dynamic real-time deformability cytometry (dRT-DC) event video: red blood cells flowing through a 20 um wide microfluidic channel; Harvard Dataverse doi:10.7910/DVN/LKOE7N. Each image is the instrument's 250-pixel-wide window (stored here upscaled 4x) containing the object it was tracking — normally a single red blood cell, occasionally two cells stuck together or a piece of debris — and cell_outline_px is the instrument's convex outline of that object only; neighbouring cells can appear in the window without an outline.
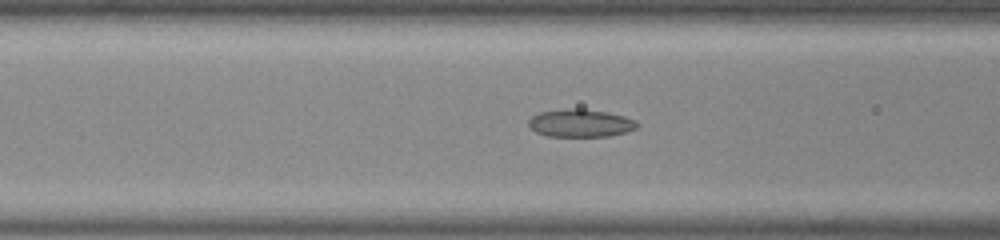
{"species": "common noctule bat (a hibernating species)", "species_latin": "Nyctalus noctula", "temperature_condition": "room temperature", "stored_images_in_passage": 37, "camera_frame_rate_fps": 3000, "um_per_image_px": 0.085, "animal": {"sex": "male", "body_mass_g": 20.0, "forearm_length_mm": 53.3}, "frame": {"image": 1, "passage_image": 6, "time_ms": 1.667, "image_size_px": [1000, 240], "cell_outline_px": [[640, 124], [636, 128], [624, 132], [608, 136], [548, 136], [536, 132], [528, 124], [528, 120], [532, 116], [540, 112], [568, 108], [580, 108], [608, 112], [624, 116], [636, 120]], "centroid_in_image_um": [49.35, 10.45], "position_along_channel_um": 117.3, "area_um2": 17.57}}
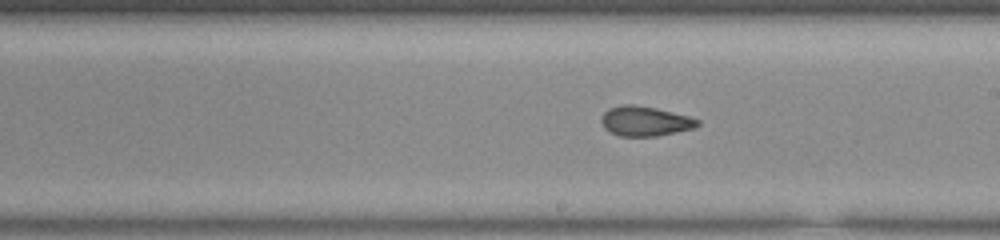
{"frame": {"image": 2, "passage_image": 15, "time_ms": 4.667, "image_size_px": [1000, 240], "cell_outline_px": [[700, 124], [692, 128], [676, 132], [656, 136], [620, 136], [604, 128], [600, 120], [604, 112], [608, 108], [620, 104], [632, 104], [656, 108], [688, 116], [700, 120]], "centroid_in_image_um": [54.8, 10.28], "position_along_channel_um": 234.2, "area_um2": 16.65}}
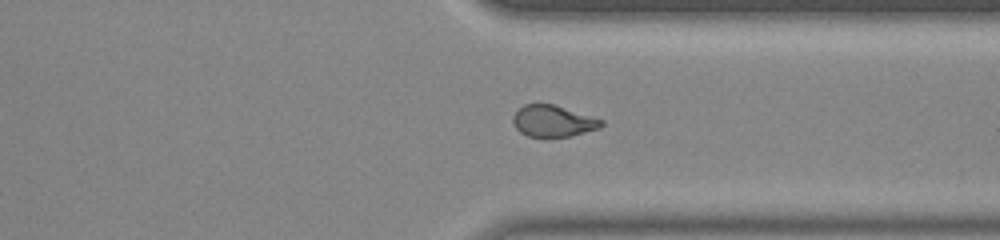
{"frame": {"image": 3, "passage_image": 25, "time_ms": 8.0, "image_size_px": [1000, 240], "cell_outline_px": [[604, 124], [600, 128], [568, 136], [548, 140], [528, 136], [520, 132], [516, 128], [512, 120], [512, 116], [524, 104], [552, 104], [604, 120]], "centroid_in_image_um": [46.99, 10.33], "position_along_channel_um": 364.4, "area_um2": 16.47}, "authors_computed_cell_mechanics": {"area_um2": 16.9354, "velocity_mm_per_s": 3.9004, "shape_relaxation_time_tau1_ms": null, "shape_relaxation_time_tau2_ms": 1.4956, "deformation_change_tau1": null, "deformation_change_tau2": 0.0837}}